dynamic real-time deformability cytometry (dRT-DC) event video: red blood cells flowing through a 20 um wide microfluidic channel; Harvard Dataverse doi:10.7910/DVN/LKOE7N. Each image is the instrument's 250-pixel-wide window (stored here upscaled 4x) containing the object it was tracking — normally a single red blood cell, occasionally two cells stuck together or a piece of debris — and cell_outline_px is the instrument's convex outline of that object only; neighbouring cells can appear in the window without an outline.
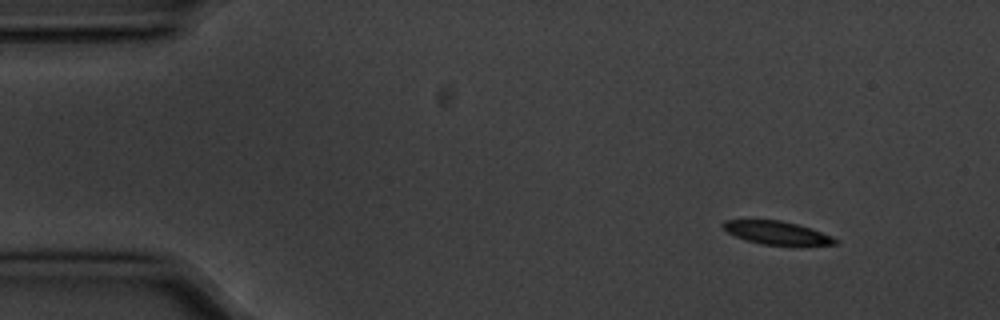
{"species": "common noctule bat (a hibernating species)", "species_latin": "Nyctalus noctula", "temperature_condition": "cold", "stored_images_in_passage": 5, "camera_frame_rate_fps": 3000, "um_per_image_px": 0.085, "animal": {"sex": "male", "body_mass_g": 20.1, "forearm_length_mm": 53.5}, "frame": {"image": 1, "passage_image": 1, "time_ms": 0.0, "image_size_px": [1000, 320], "cell_outline_px": [[836, 244], [792, 248], [760, 244], [736, 236], [728, 232], [720, 224], [724, 220], [780, 220], [796, 224], [832, 236], [836, 240]], "centroid_in_image_um": [66.07, 19.84], "position_along_channel_um": 18.9, "area_um2": 15.61}}
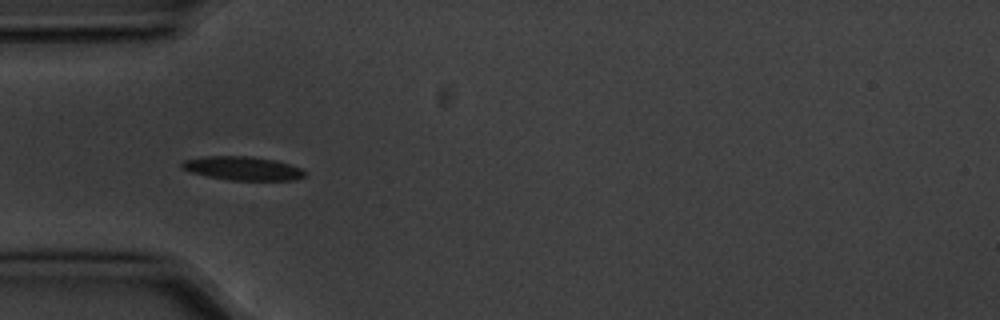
{"frame": {"image": 2, "passage_image": 4, "time_ms": 1.0, "image_size_px": [1000, 320], "cell_outline_px": [[308, 176], [292, 180], [228, 180], [208, 176], [192, 172], [180, 168], [180, 164], [184, 160], [204, 156], [252, 156], [272, 160], [288, 164], [300, 168], [308, 172]], "centroid_in_image_um": [20.63, 14.31], "position_along_channel_um": 64.4, "area_um2": 16.99}}